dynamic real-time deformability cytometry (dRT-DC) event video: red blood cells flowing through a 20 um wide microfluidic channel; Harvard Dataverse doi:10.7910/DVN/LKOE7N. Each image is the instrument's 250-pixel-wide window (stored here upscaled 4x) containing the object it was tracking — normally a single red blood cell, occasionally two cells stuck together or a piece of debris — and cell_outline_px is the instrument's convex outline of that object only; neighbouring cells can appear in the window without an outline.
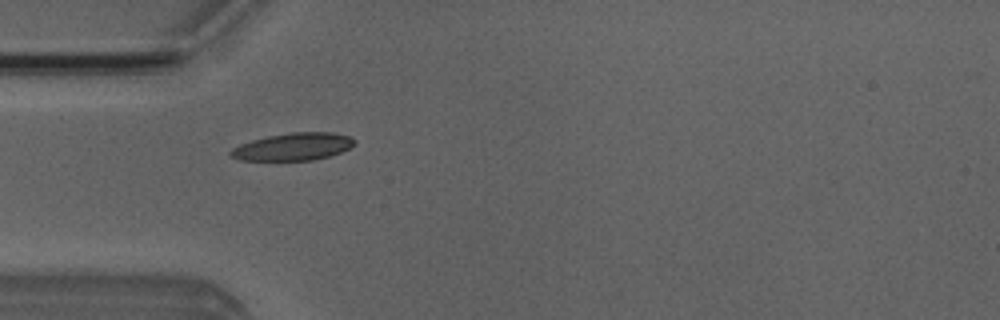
{"species": "Egyptian fruit bat (a non-hibernating species)", "species_latin": "Rousettus aegyptiacus", "temperature_condition": "room temperature", "stored_images_in_passage": 38, "camera_frame_rate_fps": 3000, "um_per_image_px": 0.085, "animal": {"sex": "male"}, "frame": {"image": 1, "passage_image": 2, "time_ms": 0.333, "image_size_px": [1000, 320], "cell_outline_px": [[356, 144], [340, 152], [328, 156], [312, 160], [240, 160], [228, 156], [228, 152], [232, 148], [240, 144], [252, 140], [268, 136], [292, 132], [332, 132], [348, 136], [356, 140]], "centroid_in_image_um": [24.89, 12.47], "position_along_channel_um": 60.1, "area_um2": 19.77}}
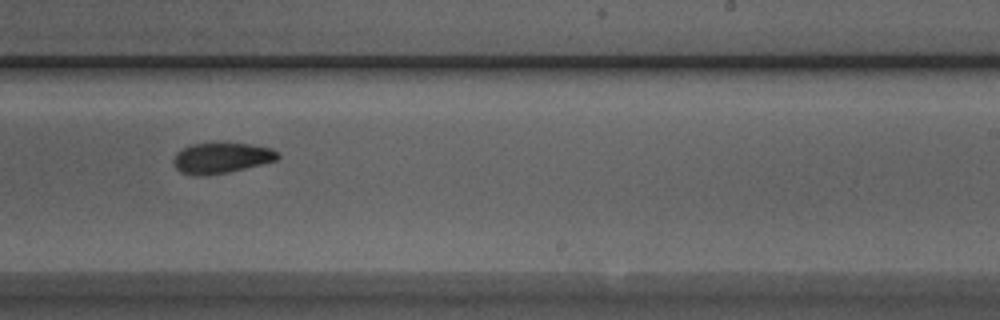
{"frame": {"image": 2, "passage_image": 18, "time_ms": 5.667, "image_size_px": [1000, 320], "cell_outline_px": [[280, 156], [276, 160], [228, 172], [200, 176], [180, 172], [172, 164], [172, 160], [176, 152], [192, 144], [248, 144], [272, 148]], "centroid_in_image_um": [18.77, 13.44], "position_along_channel_um": 270.2, "area_um2": 18.21}}
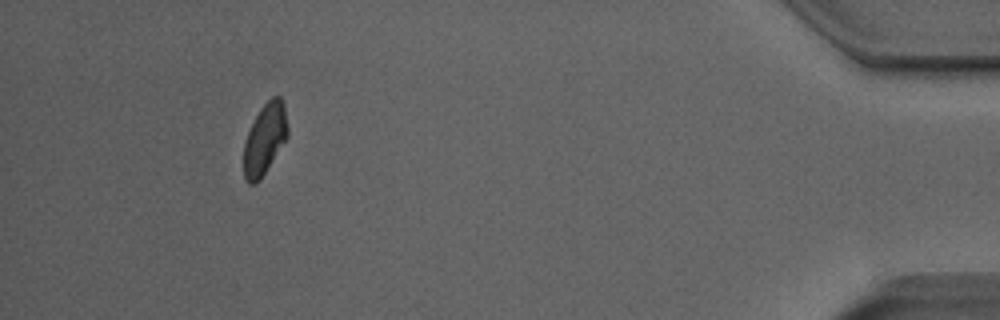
{"frame": {"image": 3, "passage_image": 34, "time_ms": 11.0, "image_size_px": [1000, 320], "cell_outline_px": [[288, 136], [260, 180], [256, 184], [248, 184], [244, 180], [244, 140], [260, 108], [272, 96], [280, 96], [284, 104], [288, 128]], "centroid_in_image_um": [22.5, 11.83], "position_along_channel_um": 412.7, "area_um2": 18.15}, "authors_computed_cell_mechanics": {"area_um2": 18.9006, "velocity_mm_per_s": 3.9698, "shape_relaxation_time_tau1_ms": 7.1635, "shape_relaxation_time_tau2_ms": 3.6843, "deformation_change_tau1": 0.1509, "deformation_change_tau2": 0.0814}}